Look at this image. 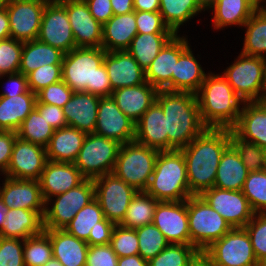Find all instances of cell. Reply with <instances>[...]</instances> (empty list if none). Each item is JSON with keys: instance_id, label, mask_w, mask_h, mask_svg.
<instances>
[{"instance_id": "cell-26", "label": "cell", "mask_w": 266, "mask_h": 266, "mask_svg": "<svg viewBox=\"0 0 266 266\" xmlns=\"http://www.w3.org/2000/svg\"><path fill=\"white\" fill-rule=\"evenodd\" d=\"M159 90L147 81L143 84L123 87L112 92L117 107L135 124L156 101Z\"/></svg>"}, {"instance_id": "cell-32", "label": "cell", "mask_w": 266, "mask_h": 266, "mask_svg": "<svg viewBox=\"0 0 266 266\" xmlns=\"http://www.w3.org/2000/svg\"><path fill=\"white\" fill-rule=\"evenodd\" d=\"M198 56L190 46L179 56L172 73V91L196 93L201 87L208 73H205Z\"/></svg>"}, {"instance_id": "cell-51", "label": "cell", "mask_w": 266, "mask_h": 266, "mask_svg": "<svg viewBox=\"0 0 266 266\" xmlns=\"http://www.w3.org/2000/svg\"><path fill=\"white\" fill-rule=\"evenodd\" d=\"M62 80V64L43 65L27 75L28 87L33 93Z\"/></svg>"}, {"instance_id": "cell-61", "label": "cell", "mask_w": 266, "mask_h": 266, "mask_svg": "<svg viewBox=\"0 0 266 266\" xmlns=\"http://www.w3.org/2000/svg\"><path fill=\"white\" fill-rule=\"evenodd\" d=\"M114 15H122L134 11L133 0H110Z\"/></svg>"}, {"instance_id": "cell-50", "label": "cell", "mask_w": 266, "mask_h": 266, "mask_svg": "<svg viewBox=\"0 0 266 266\" xmlns=\"http://www.w3.org/2000/svg\"><path fill=\"white\" fill-rule=\"evenodd\" d=\"M23 42L8 38L0 40V75L19 72Z\"/></svg>"}, {"instance_id": "cell-34", "label": "cell", "mask_w": 266, "mask_h": 266, "mask_svg": "<svg viewBox=\"0 0 266 266\" xmlns=\"http://www.w3.org/2000/svg\"><path fill=\"white\" fill-rule=\"evenodd\" d=\"M36 101V94L30 89L17 96H0V131L16 132L35 108Z\"/></svg>"}, {"instance_id": "cell-71", "label": "cell", "mask_w": 266, "mask_h": 266, "mask_svg": "<svg viewBox=\"0 0 266 266\" xmlns=\"http://www.w3.org/2000/svg\"><path fill=\"white\" fill-rule=\"evenodd\" d=\"M7 0H0V11L6 8Z\"/></svg>"}, {"instance_id": "cell-52", "label": "cell", "mask_w": 266, "mask_h": 266, "mask_svg": "<svg viewBox=\"0 0 266 266\" xmlns=\"http://www.w3.org/2000/svg\"><path fill=\"white\" fill-rule=\"evenodd\" d=\"M74 91L63 81L51 84L36 93V103L56 105L63 108Z\"/></svg>"}, {"instance_id": "cell-68", "label": "cell", "mask_w": 266, "mask_h": 266, "mask_svg": "<svg viewBox=\"0 0 266 266\" xmlns=\"http://www.w3.org/2000/svg\"><path fill=\"white\" fill-rule=\"evenodd\" d=\"M43 266H63L56 258L52 257L45 265Z\"/></svg>"}, {"instance_id": "cell-6", "label": "cell", "mask_w": 266, "mask_h": 266, "mask_svg": "<svg viewBox=\"0 0 266 266\" xmlns=\"http://www.w3.org/2000/svg\"><path fill=\"white\" fill-rule=\"evenodd\" d=\"M243 102L266 100V59L239 53L222 72Z\"/></svg>"}, {"instance_id": "cell-24", "label": "cell", "mask_w": 266, "mask_h": 266, "mask_svg": "<svg viewBox=\"0 0 266 266\" xmlns=\"http://www.w3.org/2000/svg\"><path fill=\"white\" fill-rule=\"evenodd\" d=\"M244 141L266 147V100L244 102L237 124L231 129Z\"/></svg>"}, {"instance_id": "cell-15", "label": "cell", "mask_w": 266, "mask_h": 266, "mask_svg": "<svg viewBox=\"0 0 266 266\" xmlns=\"http://www.w3.org/2000/svg\"><path fill=\"white\" fill-rule=\"evenodd\" d=\"M153 224L170 244L190 245L187 200L160 201L155 210Z\"/></svg>"}, {"instance_id": "cell-59", "label": "cell", "mask_w": 266, "mask_h": 266, "mask_svg": "<svg viewBox=\"0 0 266 266\" xmlns=\"http://www.w3.org/2000/svg\"><path fill=\"white\" fill-rule=\"evenodd\" d=\"M114 226V223L104 218L99 222V226L91 230L86 242L89 246L110 244Z\"/></svg>"}, {"instance_id": "cell-67", "label": "cell", "mask_w": 266, "mask_h": 266, "mask_svg": "<svg viewBox=\"0 0 266 266\" xmlns=\"http://www.w3.org/2000/svg\"><path fill=\"white\" fill-rule=\"evenodd\" d=\"M29 1L37 2L46 6V5L61 3L63 0H29Z\"/></svg>"}, {"instance_id": "cell-30", "label": "cell", "mask_w": 266, "mask_h": 266, "mask_svg": "<svg viewBox=\"0 0 266 266\" xmlns=\"http://www.w3.org/2000/svg\"><path fill=\"white\" fill-rule=\"evenodd\" d=\"M87 133L71 126L54 131L47 147V160L74 163Z\"/></svg>"}, {"instance_id": "cell-70", "label": "cell", "mask_w": 266, "mask_h": 266, "mask_svg": "<svg viewBox=\"0 0 266 266\" xmlns=\"http://www.w3.org/2000/svg\"><path fill=\"white\" fill-rule=\"evenodd\" d=\"M258 8H265L266 0H251ZM264 3V4H263Z\"/></svg>"}, {"instance_id": "cell-56", "label": "cell", "mask_w": 266, "mask_h": 266, "mask_svg": "<svg viewBox=\"0 0 266 266\" xmlns=\"http://www.w3.org/2000/svg\"><path fill=\"white\" fill-rule=\"evenodd\" d=\"M35 109L55 130L68 126L63 108L56 105L36 103Z\"/></svg>"}, {"instance_id": "cell-10", "label": "cell", "mask_w": 266, "mask_h": 266, "mask_svg": "<svg viewBox=\"0 0 266 266\" xmlns=\"http://www.w3.org/2000/svg\"><path fill=\"white\" fill-rule=\"evenodd\" d=\"M54 197L45 202L43 228L65 229L76 213L95 199L94 181L85 179L75 188Z\"/></svg>"}, {"instance_id": "cell-65", "label": "cell", "mask_w": 266, "mask_h": 266, "mask_svg": "<svg viewBox=\"0 0 266 266\" xmlns=\"http://www.w3.org/2000/svg\"><path fill=\"white\" fill-rule=\"evenodd\" d=\"M199 8L205 12L206 10L210 11V9L216 4L217 0H196Z\"/></svg>"}, {"instance_id": "cell-29", "label": "cell", "mask_w": 266, "mask_h": 266, "mask_svg": "<svg viewBox=\"0 0 266 266\" xmlns=\"http://www.w3.org/2000/svg\"><path fill=\"white\" fill-rule=\"evenodd\" d=\"M137 33L135 11L113 15L103 24L101 47L107 52L127 50Z\"/></svg>"}, {"instance_id": "cell-69", "label": "cell", "mask_w": 266, "mask_h": 266, "mask_svg": "<svg viewBox=\"0 0 266 266\" xmlns=\"http://www.w3.org/2000/svg\"><path fill=\"white\" fill-rule=\"evenodd\" d=\"M192 266H210V265H209V263L203 257H201Z\"/></svg>"}, {"instance_id": "cell-33", "label": "cell", "mask_w": 266, "mask_h": 266, "mask_svg": "<svg viewBox=\"0 0 266 266\" xmlns=\"http://www.w3.org/2000/svg\"><path fill=\"white\" fill-rule=\"evenodd\" d=\"M259 8L251 0H217L212 10L213 29L225 27H243Z\"/></svg>"}, {"instance_id": "cell-18", "label": "cell", "mask_w": 266, "mask_h": 266, "mask_svg": "<svg viewBox=\"0 0 266 266\" xmlns=\"http://www.w3.org/2000/svg\"><path fill=\"white\" fill-rule=\"evenodd\" d=\"M45 5L29 0H7L10 35L26 42L37 39Z\"/></svg>"}, {"instance_id": "cell-13", "label": "cell", "mask_w": 266, "mask_h": 266, "mask_svg": "<svg viewBox=\"0 0 266 266\" xmlns=\"http://www.w3.org/2000/svg\"><path fill=\"white\" fill-rule=\"evenodd\" d=\"M232 228H244L255 212L242 191L223 190L216 187L200 195Z\"/></svg>"}, {"instance_id": "cell-19", "label": "cell", "mask_w": 266, "mask_h": 266, "mask_svg": "<svg viewBox=\"0 0 266 266\" xmlns=\"http://www.w3.org/2000/svg\"><path fill=\"white\" fill-rule=\"evenodd\" d=\"M47 161L46 148L16 138L5 177L39 180Z\"/></svg>"}, {"instance_id": "cell-55", "label": "cell", "mask_w": 266, "mask_h": 266, "mask_svg": "<svg viewBox=\"0 0 266 266\" xmlns=\"http://www.w3.org/2000/svg\"><path fill=\"white\" fill-rule=\"evenodd\" d=\"M118 258L110 244L89 246L85 266H118Z\"/></svg>"}, {"instance_id": "cell-37", "label": "cell", "mask_w": 266, "mask_h": 266, "mask_svg": "<svg viewBox=\"0 0 266 266\" xmlns=\"http://www.w3.org/2000/svg\"><path fill=\"white\" fill-rule=\"evenodd\" d=\"M174 35L175 33H137L127 51L146 71L160 50Z\"/></svg>"}, {"instance_id": "cell-42", "label": "cell", "mask_w": 266, "mask_h": 266, "mask_svg": "<svg viewBox=\"0 0 266 266\" xmlns=\"http://www.w3.org/2000/svg\"><path fill=\"white\" fill-rule=\"evenodd\" d=\"M202 257L193 245L169 244L148 261L149 266H192Z\"/></svg>"}, {"instance_id": "cell-63", "label": "cell", "mask_w": 266, "mask_h": 266, "mask_svg": "<svg viewBox=\"0 0 266 266\" xmlns=\"http://www.w3.org/2000/svg\"><path fill=\"white\" fill-rule=\"evenodd\" d=\"M118 266H149L148 261L143 259L139 254L119 257Z\"/></svg>"}, {"instance_id": "cell-53", "label": "cell", "mask_w": 266, "mask_h": 266, "mask_svg": "<svg viewBox=\"0 0 266 266\" xmlns=\"http://www.w3.org/2000/svg\"><path fill=\"white\" fill-rule=\"evenodd\" d=\"M24 240L0 237V266H25Z\"/></svg>"}, {"instance_id": "cell-54", "label": "cell", "mask_w": 266, "mask_h": 266, "mask_svg": "<svg viewBox=\"0 0 266 266\" xmlns=\"http://www.w3.org/2000/svg\"><path fill=\"white\" fill-rule=\"evenodd\" d=\"M135 21L138 33H174L159 12L135 11Z\"/></svg>"}, {"instance_id": "cell-66", "label": "cell", "mask_w": 266, "mask_h": 266, "mask_svg": "<svg viewBox=\"0 0 266 266\" xmlns=\"http://www.w3.org/2000/svg\"><path fill=\"white\" fill-rule=\"evenodd\" d=\"M8 210L9 208L0 199V233H1L2 224L5 221Z\"/></svg>"}, {"instance_id": "cell-31", "label": "cell", "mask_w": 266, "mask_h": 266, "mask_svg": "<svg viewBox=\"0 0 266 266\" xmlns=\"http://www.w3.org/2000/svg\"><path fill=\"white\" fill-rule=\"evenodd\" d=\"M249 171L240 154L230 144L223 152L216 172L214 187L223 190L242 191Z\"/></svg>"}, {"instance_id": "cell-27", "label": "cell", "mask_w": 266, "mask_h": 266, "mask_svg": "<svg viewBox=\"0 0 266 266\" xmlns=\"http://www.w3.org/2000/svg\"><path fill=\"white\" fill-rule=\"evenodd\" d=\"M100 97L88 92H74L63 107L67 125L85 133H94Z\"/></svg>"}, {"instance_id": "cell-20", "label": "cell", "mask_w": 266, "mask_h": 266, "mask_svg": "<svg viewBox=\"0 0 266 266\" xmlns=\"http://www.w3.org/2000/svg\"><path fill=\"white\" fill-rule=\"evenodd\" d=\"M76 47H101L103 25L90 13L83 0H63Z\"/></svg>"}, {"instance_id": "cell-44", "label": "cell", "mask_w": 266, "mask_h": 266, "mask_svg": "<svg viewBox=\"0 0 266 266\" xmlns=\"http://www.w3.org/2000/svg\"><path fill=\"white\" fill-rule=\"evenodd\" d=\"M52 257V243L44 230L40 234L24 240L23 258L25 266H43Z\"/></svg>"}, {"instance_id": "cell-49", "label": "cell", "mask_w": 266, "mask_h": 266, "mask_svg": "<svg viewBox=\"0 0 266 266\" xmlns=\"http://www.w3.org/2000/svg\"><path fill=\"white\" fill-rule=\"evenodd\" d=\"M110 245L118 257L138 254L139 245L136 230L115 225L112 231Z\"/></svg>"}, {"instance_id": "cell-9", "label": "cell", "mask_w": 266, "mask_h": 266, "mask_svg": "<svg viewBox=\"0 0 266 266\" xmlns=\"http://www.w3.org/2000/svg\"><path fill=\"white\" fill-rule=\"evenodd\" d=\"M210 266H260L245 228H232L202 252Z\"/></svg>"}, {"instance_id": "cell-2", "label": "cell", "mask_w": 266, "mask_h": 266, "mask_svg": "<svg viewBox=\"0 0 266 266\" xmlns=\"http://www.w3.org/2000/svg\"><path fill=\"white\" fill-rule=\"evenodd\" d=\"M156 102L166 118L168 151L186 147L207 129L201 120L195 93L159 90Z\"/></svg>"}, {"instance_id": "cell-39", "label": "cell", "mask_w": 266, "mask_h": 266, "mask_svg": "<svg viewBox=\"0 0 266 266\" xmlns=\"http://www.w3.org/2000/svg\"><path fill=\"white\" fill-rule=\"evenodd\" d=\"M201 12L196 0H160L159 13L175 34L180 32V26L195 19V16Z\"/></svg>"}, {"instance_id": "cell-3", "label": "cell", "mask_w": 266, "mask_h": 266, "mask_svg": "<svg viewBox=\"0 0 266 266\" xmlns=\"http://www.w3.org/2000/svg\"><path fill=\"white\" fill-rule=\"evenodd\" d=\"M106 51L102 47H76L65 53L62 80L74 92H88L99 97L112 95L113 89L103 63Z\"/></svg>"}, {"instance_id": "cell-38", "label": "cell", "mask_w": 266, "mask_h": 266, "mask_svg": "<svg viewBox=\"0 0 266 266\" xmlns=\"http://www.w3.org/2000/svg\"><path fill=\"white\" fill-rule=\"evenodd\" d=\"M243 27L246 30L240 53L266 59V8H259Z\"/></svg>"}, {"instance_id": "cell-4", "label": "cell", "mask_w": 266, "mask_h": 266, "mask_svg": "<svg viewBox=\"0 0 266 266\" xmlns=\"http://www.w3.org/2000/svg\"><path fill=\"white\" fill-rule=\"evenodd\" d=\"M195 94L201 120L207 128L232 129L237 124L244 102L222 74L208 72Z\"/></svg>"}, {"instance_id": "cell-64", "label": "cell", "mask_w": 266, "mask_h": 266, "mask_svg": "<svg viewBox=\"0 0 266 266\" xmlns=\"http://www.w3.org/2000/svg\"><path fill=\"white\" fill-rule=\"evenodd\" d=\"M9 16L5 9L0 11V40L10 38Z\"/></svg>"}, {"instance_id": "cell-22", "label": "cell", "mask_w": 266, "mask_h": 266, "mask_svg": "<svg viewBox=\"0 0 266 266\" xmlns=\"http://www.w3.org/2000/svg\"><path fill=\"white\" fill-rule=\"evenodd\" d=\"M86 178L74 163L47 160L39 178L44 201L67 192L81 184Z\"/></svg>"}, {"instance_id": "cell-43", "label": "cell", "mask_w": 266, "mask_h": 266, "mask_svg": "<svg viewBox=\"0 0 266 266\" xmlns=\"http://www.w3.org/2000/svg\"><path fill=\"white\" fill-rule=\"evenodd\" d=\"M54 131L55 129L34 108L16 133L20 139L46 148Z\"/></svg>"}, {"instance_id": "cell-17", "label": "cell", "mask_w": 266, "mask_h": 266, "mask_svg": "<svg viewBox=\"0 0 266 266\" xmlns=\"http://www.w3.org/2000/svg\"><path fill=\"white\" fill-rule=\"evenodd\" d=\"M94 133L122 145L134 141L135 123L117 107L111 96L100 97Z\"/></svg>"}, {"instance_id": "cell-45", "label": "cell", "mask_w": 266, "mask_h": 266, "mask_svg": "<svg viewBox=\"0 0 266 266\" xmlns=\"http://www.w3.org/2000/svg\"><path fill=\"white\" fill-rule=\"evenodd\" d=\"M135 230L138 237V254L147 261L154 258L170 244L153 223Z\"/></svg>"}, {"instance_id": "cell-36", "label": "cell", "mask_w": 266, "mask_h": 266, "mask_svg": "<svg viewBox=\"0 0 266 266\" xmlns=\"http://www.w3.org/2000/svg\"><path fill=\"white\" fill-rule=\"evenodd\" d=\"M64 52L38 39L23 42L19 72H30L49 64H62Z\"/></svg>"}, {"instance_id": "cell-40", "label": "cell", "mask_w": 266, "mask_h": 266, "mask_svg": "<svg viewBox=\"0 0 266 266\" xmlns=\"http://www.w3.org/2000/svg\"><path fill=\"white\" fill-rule=\"evenodd\" d=\"M159 202L146 191H138L131 200L127 212L119 225L125 228L137 229L144 225L152 224Z\"/></svg>"}, {"instance_id": "cell-60", "label": "cell", "mask_w": 266, "mask_h": 266, "mask_svg": "<svg viewBox=\"0 0 266 266\" xmlns=\"http://www.w3.org/2000/svg\"><path fill=\"white\" fill-rule=\"evenodd\" d=\"M88 5L90 13L102 25L106 23L113 15L110 0H84Z\"/></svg>"}, {"instance_id": "cell-11", "label": "cell", "mask_w": 266, "mask_h": 266, "mask_svg": "<svg viewBox=\"0 0 266 266\" xmlns=\"http://www.w3.org/2000/svg\"><path fill=\"white\" fill-rule=\"evenodd\" d=\"M121 144L95 133H88L74 165L86 179L112 173Z\"/></svg>"}, {"instance_id": "cell-23", "label": "cell", "mask_w": 266, "mask_h": 266, "mask_svg": "<svg viewBox=\"0 0 266 266\" xmlns=\"http://www.w3.org/2000/svg\"><path fill=\"white\" fill-rule=\"evenodd\" d=\"M103 63L113 91L146 82L145 71L127 50L106 51Z\"/></svg>"}, {"instance_id": "cell-73", "label": "cell", "mask_w": 266, "mask_h": 266, "mask_svg": "<svg viewBox=\"0 0 266 266\" xmlns=\"http://www.w3.org/2000/svg\"><path fill=\"white\" fill-rule=\"evenodd\" d=\"M260 266H266V260L260 263Z\"/></svg>"}, {"instance_id": "cell-58", "label": "cell", "mask_w": 266, "mask_h": 266, "mask_svg": "<svg viewBox=\"0 0 266 266\" xmlns=\"http://www.w3.org/2000/svg\"><path fill=\"white\" fill-rule=\"evenodd\" d=\"M17 133L12 131H0V174H4L11 161L13 145Z\"/></svg>"}, {"instance_id": "cell-41", "label": "cell", "mask_w": 266, "mask_h": 266, "mask_svg": "<svg viewBox=\"0 0 266 266\" xmlns=\"http://www.w3.org/2000/svg\"><path fill=\"white\" fill-rule=\"evenodd\" d=\"M104 218L98 201L94 199L76 213L65 230L76 238L87 241L91 230L99 226V222Z\"/></svg>"}, {"instance_id": "cell-16", "label": "cell", "mask_w": 266, "mask_h": 266, "mask_svg": "<svg viewBox=\"0 0 266 266\" xmlns=\"http://www.w3.org/2000/svg\"><path fill=\"white\" fill-rule=\"evenodd\" d=\"M37 39L64 53L76 48L67 11L61 3L45 6Z\"/></svg>"}, {"instance_id": "cell-7", "label": "cell", "mask_w": 266, "mask_h": 266, "mask_svg": "<svg viewBox=\"0 0 266 266\" xmlns=\"http://www.w3.org/2000/svg\"><path fill=\"white\" fill-rule=\"evenodd\" d=\"M158 153L135 140L122 144L112 173L137 191H145L154 172Z\"/></svg>"}, {"instance_id": "cell-5", "label": "cell", "mask_w": 266, "mask_h": 266, "mask_svg": "<svg viewBox=\"0 0 266 266\" xmlns=\"http://www.w3.org/2000/svg\"><path fill=\"white\" fill-rule=\"evenodd\" d=\"M145 191L158 201H184L193 196L181 150L159 151Z\"/></svg>"}, {"instance_id": "cell-72", "label": "cell", "mask_w": 266, "mask_h": 266, "mask_svg": "<svg viewBox=\"0 0 266 266\" xmlns=\"http://www.w3.org/2000/svg\"><path fill=\"white\" fill-rule=\"evenodd\" d=\"M263 154H264V169L266 170V147L263 148Z\"/></svg>"}, {"instance_id": "cell-35", "label": "cell", "mask_w": 266, "mask_h": 266, "mask_svg": "<svg viewBox=\"0 0 266 266\" xmlns=\"http://www.w3.org/2000/svg\"><path fill=\"white\" fill-rule=\"evenodd\" d=\"M43 230V218L36 211L11 208L2 224L0 237L25 240Z\"/></svg>"}, {"instance_id": "cell-14", "label": "cell", "mask_w": 266, "mask_h": 266, "mask_svg": "<svg viewBox=\"0 0 266 266\" xmlns=\"http://www.w3.org/2000/svg\"><path fill=\"white\" fill-rule=\"evenodd\" d=\"M184 35V36H183ZM185 34H175L145 71V80L158 90L172 91V73L179 56L191 46Z\"/></svg>"}, {"instance_id": "cell-46", "label": "cell", "mask_w": 266, "mask_h": 266, "mask_svg": "<svg viewBox=\"0 0 266 266\" xmlns=\"http://www.w3.org/2000/svg\"><path fill=\"white\" fill-rule=\"evenodd\" d=\"M242 193L255 213H266V170L249 172Z\"/></svg>"}, {"instance_id": "cell-12", "label": "cell", "mask_w": 266, "mask_h": 266, "mask_svg": "<svg viewBox=\"0 0 266 266\" xmlns=\"http://www.w3.org/2000/svg\"><path fill=\"white\" fill-rule=\"evenodd\" d=\"M93 181L95 199L98 201L104 217L115 225H119L131 200L138 191L114 173H107L93 179Z\"/></svg>"}, {"instance_id": "cell-8", "label": "cell", "mask_w": 266, "mask_h": 266, "mask_svg": "<svg viewBox=\"0 0 266 266\" xmlns=\"http://www.w3.org/2000/svg\"><path fill=\"white\" fill-rule=\"evenodd\" d=\"M187 212L190 245L201 253L232 229L201 196H191L187 199Z\"/></svg>"}, {"instance_id": "cell-25", "label": "cell", "mask_w": 266, "mask_h": 266, "mask_svg": "<svg viewBox=\"0 0 266 266\" xmlns=\"http://www.w3.org/2000/svg\"><path fill=\"white\" fill-rule=\"evenodd\" d=\"M134 140L157 151H168L166 118L156 101L135 124Z\"/></svg>"}, {"instance_id": "cell-1", "label": "cell", "mask_w": 266, "mask_h": 266, "mask_svg": "<svg viewBox=\"0 0 266 266\" xmlns=\"http://www.w3.org/2000/svg\"><path fill=\"white\" fill-rule=\"evenodd\" d=\"M230 144V129L207 128L180 149L184 155L189 190L193 196H200L205 190L214 187L221 156Z\"/></svg>"}, {"instance_id": "cell-47", "label": "cell", "mask_w": 266, "mask_h": 266, "mask_svg": "<svg viewBox=\"0 0 266 266\" xmlns=\"http://www.w3.org/2000/svg\"><path fill=\"white\" fill-rule=\"evenodd\" d=\"M231 144L240 154L243 164L249 172L264 170L263 148L255 143L247 142L239 138L230 129Z\"/></svg>"}, {"instance_id": "cell-57", "label": "cell", "mask_w": 266, "mask_h": 266, "mask_svg": "<svg viewBox=\"0 0 266 266\" xmlns=\"http://www.w3.org/2000/svg\"><path fill=\"white\" fill-rule=\"evenodd\" d=\"M5 78L8 77L5 90L2 91L0 96H5V97H12V96H17L20 94H25L28 90V81H27V76L24 74L17 72L14 74H4L0 75V78Z\"/></svg>"}, {"instance_id": "cell-28", "label": "cell", "mask_w": 266, "mask_h": 266, "mask_svg": "<svg viewBox=\"0 0 266 266\" xmlns=\"http://www.w3.org/2000/svg\"><path fill=\"white\" fill-rule=\"evenodd\" d=\"M49 235L53 257L56 258L63 266H85L88 243L78 239L65 229H44Z\"/></svg>"}, {"instance_id": "cell-62", "label": "cell", "mask_w": 266, "mask_h": 266, "mask_svg": "<svg viewBox=\"0 0 266 266\" xmlns=\"http://www.w3.org/2000/svg\"><path fill=\"white\" fill-rule=\"evenodd\" d=\"M134 11L159 12L160 0H133Z\"/></svg>"}, {"instance_id": "cell-48", "label": "cell", "mask_w": 266, "mask_h": 266, "mask_svg": "<svg viewBox=\"0 0 266 266\" xmlns=\"http://www.w3.org/2000/svg\"><path fill=\"white\" fill-rule=\"evenodd\" d=\"M259 264L266 260V213H255L244 227Z\"/></svg>"}, {"instance_id": "cell-21", "label": "cell", "mask_w": 266, "mask_h": 266, "mask_svg": "<svg viewBox=\"0 0 266 266\" xmlns=\"http://www.w3.org/2000/svg\"><path fill=\"white\" fill-rule=\"evenodd\" d=\"M0 186V199L9 208H21L36 211L42 218L45 211L43 199L38 180L3 178Z\"/></svg>"}]
</instances>
